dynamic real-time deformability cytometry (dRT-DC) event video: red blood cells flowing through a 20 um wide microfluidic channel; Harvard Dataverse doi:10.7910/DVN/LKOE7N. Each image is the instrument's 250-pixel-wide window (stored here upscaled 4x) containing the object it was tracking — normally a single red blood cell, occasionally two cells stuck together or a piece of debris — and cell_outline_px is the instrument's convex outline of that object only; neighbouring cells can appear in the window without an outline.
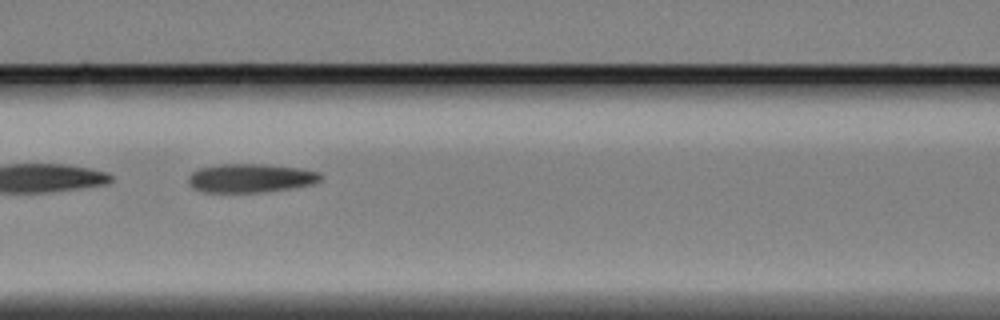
{"species": "Egyptian fruit bat (a non-hibernating species)", "species_latin": "Rousettus aegyptiacus", "temperature_condition": "cold", "stored_images_in_passage": 41, "camera_frame_rate_fps": 3000, "um_per_image_px": 0.085, "animal": {"sex": "female"}, "frame": {"image": 1, "passage_image": 16, "time_ms": 5.0, "image_size_px": [1000, 320], "cell_outline_px": [[324, 176], [320, 180], [312, 184], [292, 188], [264, 192], [204, 192], [192, 188], [188, 184], [188, 176], [192, 172], [200, 168], [220, 164], [264, 164], [300, 168], [320, 172]], "centroid_in_image_um": [21.3, 15.14], "position_along_channel_um": 145.3, "area_um2": 22.31}}
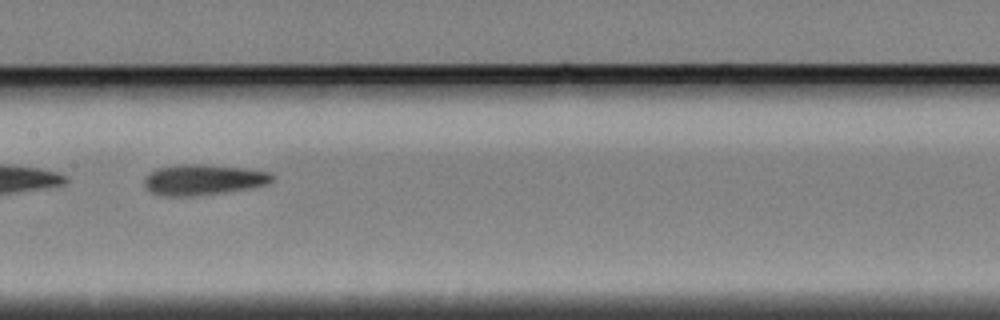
{"frame": {"image": 2, "passage_image": 20, "time_ms": 6.333, "image_size_px": [1000, 320], "cell_outline_px": [[276, 176], [268, 184], [248, 188], [224, 192], [188, 196], [164, 196], [152, 192], [144, 184], [144, 180], [156, 168], [176, 164], [204, 164], [244, 168], [272, 172]], "centroid_in_image_um": [17.31, 15.26], "position_along_channel_um": 190.1, "area_um2": 22.72}}
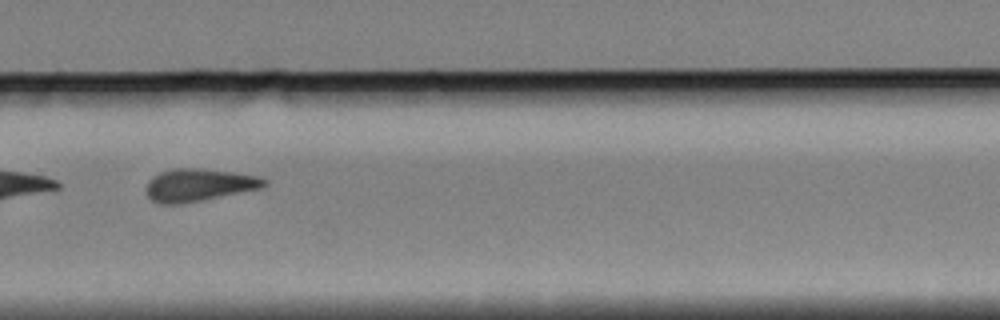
{"frame": {"image": 3, "passage_image": 31, "time_ms": 10.0, "image_size_px": [1000, 320], "cell_outline_px": [[268, 184], [260, 188], [204, 200], [180, 204], [160, 204], [152, 200], [144, 192], [148, 180], [152, 176], [160, 172], [172, 168], [204, 168], [260, 176], [268, 180]], "centroid_in_image_um": [16.87, 15.72], "position_along_channel_um": 312.9, "area_um2": 22.72}, "authors_computed_cell_mechanics": {"area_um2": 22.4264, "velocity_mm_per_s": 3.3664, "shape_relaxation_time_tau1_ms": 5.9228, "shape_relaxation_time_tau2_ms": 6.2862, "deformation_change_tau1": 0.1525, "deformation_change_tau2": 0.1667}}